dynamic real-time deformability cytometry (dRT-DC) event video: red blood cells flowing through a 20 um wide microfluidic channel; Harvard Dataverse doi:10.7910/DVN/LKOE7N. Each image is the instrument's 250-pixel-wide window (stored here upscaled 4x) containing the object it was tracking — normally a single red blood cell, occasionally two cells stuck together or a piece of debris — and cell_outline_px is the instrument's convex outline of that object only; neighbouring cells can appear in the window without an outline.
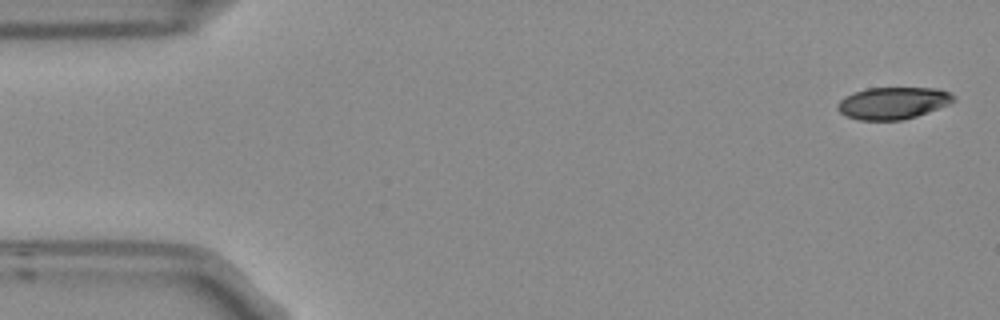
{"species": "Egyptian fruit bat (a non-hibernating species)", "species_latin": "Rousettus aegyptiacus", "temperature_condition": "room temperature", "stored_images_in_passage": 4, "camera_frame_rate_fps": 3000, "um_per_image_px": 0.085, "frame": {"image": 1, "passage_image": 1, "time_ms": 0.0, "image_size_px": [1000, 320], "cell_outline_px": [[956, 100], [948, 104], [916, 116], [900, 120], [860, 120], [844, 116], [836, 108], [836, 104], [844, 96], [852, 92], [868, 88], [936, 88], [948, 92], [956, 96]], "centroid_in_image_um": [75.85, 8.75], "position_along_channel_um": 9.1, "area_um2": 21.68}}
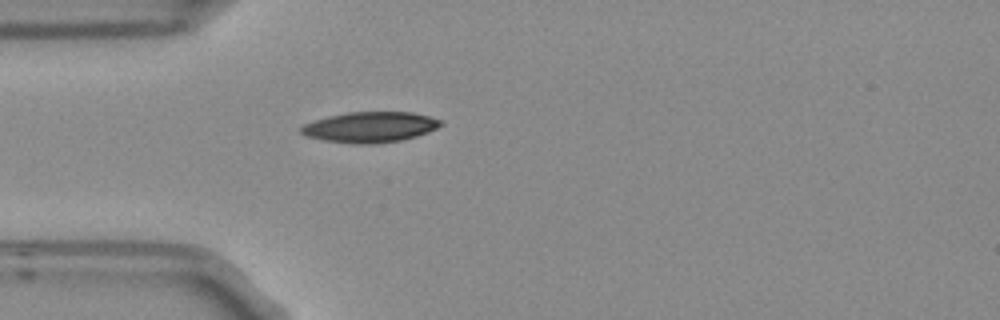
{"frame": {"image": 2, "passage_image": 4, "time_ms": 1.0, "image_size_px": [1000, 320], "cell_outline_px": [[444, 124], [428, 132], [416, 136], [400, 140], [380, 144], [356, 144], [324, 140], [308, 136], [300, 132], [300, 128], [304, 124], [312, 120], [328, 116], [348, 112], [412, 112], [428, 116], [440, 120]], "centroid_in_image_um": [31.45, 10.8], "position_along_channel_um": 53.6, "area_um2": 24.85}}